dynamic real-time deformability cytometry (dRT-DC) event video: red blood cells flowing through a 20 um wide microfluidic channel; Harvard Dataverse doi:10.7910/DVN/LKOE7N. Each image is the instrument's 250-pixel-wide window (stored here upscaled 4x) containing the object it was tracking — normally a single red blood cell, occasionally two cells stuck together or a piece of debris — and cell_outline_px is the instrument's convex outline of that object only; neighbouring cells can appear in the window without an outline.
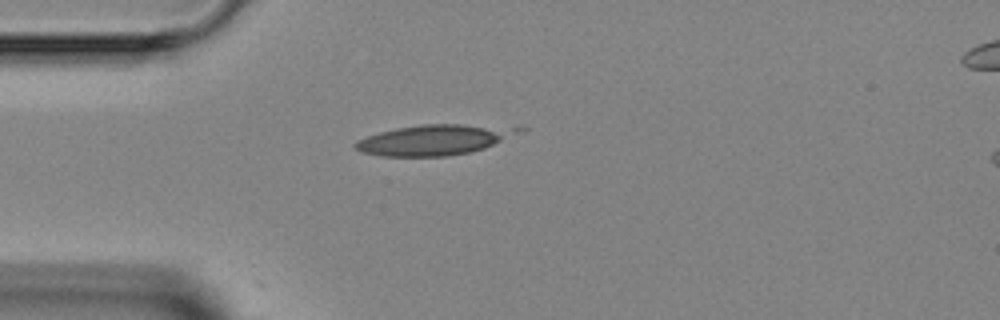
{"species": "Egyptian fruit bat (a non-hibernating species)", "species_latin": "Rousettus aegyptiacus", "temperature_condition": "room temperature", "stored_images_in_passage": 1, "camera_frame_rate_fps": 3000, "um_per_image_px": 0.085, "animal": {"sex": "female"}, "frame": {"image": 1, "passage_image": 1, "time_ms": 0.0, "image_size_px": [1000, 320], "cell_outline_px": [[528, 128], [484, 148], [472, 152], [448, 156], [380, 156], [360, 152], [352, 144], [356, 140], [380, 132], [396, 128], [420, 124], [460, 124]], "centroid_in_image_um": [36.85, 11.89], "position_along_channel_um": 48.2, "area_um2": 28.73}}